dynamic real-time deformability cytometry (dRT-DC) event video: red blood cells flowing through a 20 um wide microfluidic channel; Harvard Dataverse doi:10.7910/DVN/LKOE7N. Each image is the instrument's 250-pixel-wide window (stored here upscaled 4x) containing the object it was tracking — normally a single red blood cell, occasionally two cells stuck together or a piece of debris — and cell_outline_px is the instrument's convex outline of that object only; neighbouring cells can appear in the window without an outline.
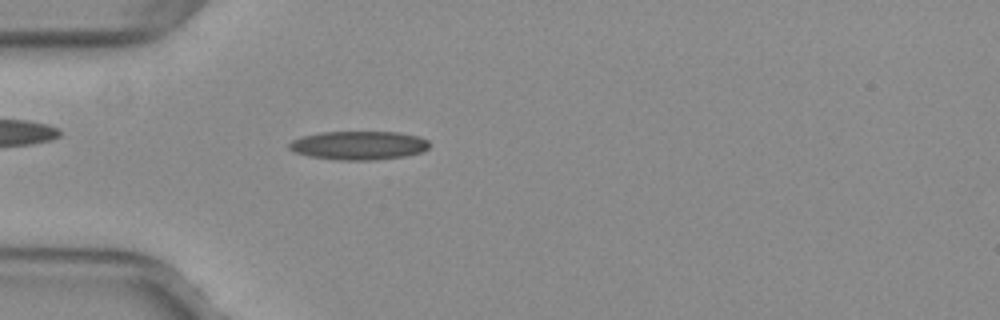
{"species": "common noctule bat (a hibernating species)", "species_latin": "Nyctalus noctula", "temperature_condition": "warm", "stored_images_in_passage": 49, "camera_frame_rate_fps": 3000, "um_per_image_px": 0.085, "animal": {"sex": "female", "body_mass_g": 29.2, "forearm_length_mm": 56.3}, "frame": {"image": 1, "passage_image": 13, "time_ms": 4.0, "image_size_px": [1000, 320], "cell_outline_px": [[428, 148], [420, 152], [404, 156], [376, 160], [336, 160], [308, 156], [296, 152], [288, 148], [288, 144], [292, 140], [304, 136], [320, 132], [400, 132], [416, 136], [428, 140]], "centroid_in_image_um": [30.47, 12.36], "position_along_channel_um": 54.5, "area_um2": 23.35}}
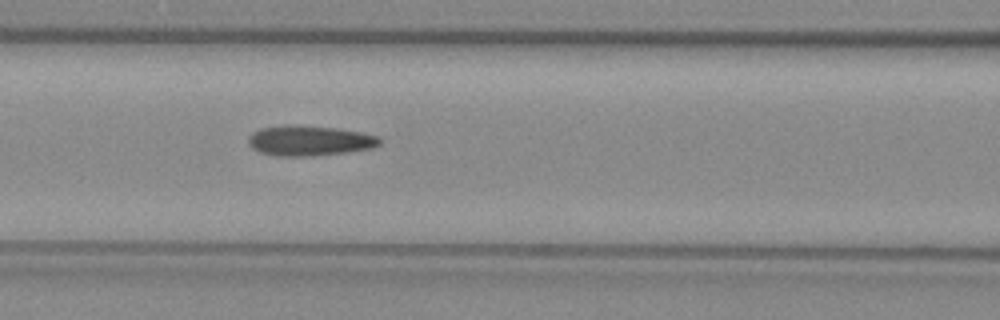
{"frame": {"image": 2, "passage_image": 20, "time_ms": 6.333, "image_size_px": [1000, 320], "cell_outline_px": [[380, 144], [372, 148], [348, 152], [312, 156], [276, 156], [260, 152], [252, 148], [248, 144], [248, 136], [252, 132], [260, 128], [284, 124], [288, 124], [336, 128], [364, 132], [380, 136]], "centroid_in_image_um": [26.29, 11.95], "position_along_channel_um": 140.3, "area_um2": 23.47}}
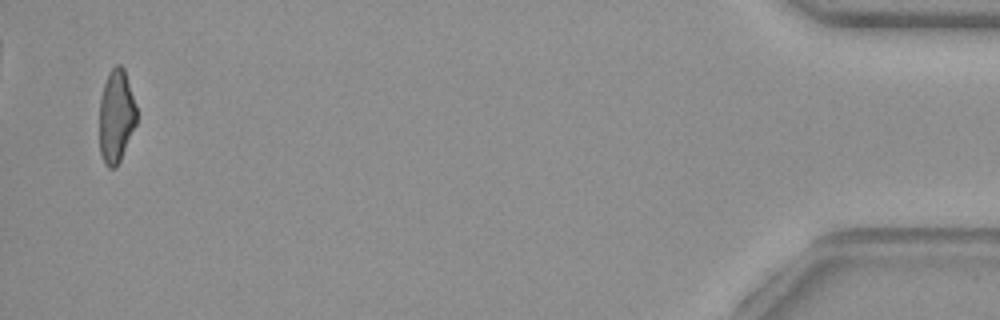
{"frame": {"image": 3, "passage_image": 48, "time_ms": 15.667, "image_size_px": [1000, 320], "cell_outline_px": [[136, 124], [120, 160], [116, 168], [108, 168], [104, 164], [100, 152], [100, 96], [108, 72], [116, 64], [120, 64], [124, 68], [136, 108]], "centroid_in_image_um": [9.86, 9.89], "position_along_channel_um": 425.3, "area_um2": 20.06}, "authors_computed_cell_mechanics": {"area_um2": 22.1374, "velocity_mm_per_s": 4.0118, "shape_relaxation_time_tau1_ms": 11.2341, "shape_relaxation_time_tau2_ms": 2.4008, "deformation_change_tau1": 0.2657, "deformation_change_tau2": 0.1173}}